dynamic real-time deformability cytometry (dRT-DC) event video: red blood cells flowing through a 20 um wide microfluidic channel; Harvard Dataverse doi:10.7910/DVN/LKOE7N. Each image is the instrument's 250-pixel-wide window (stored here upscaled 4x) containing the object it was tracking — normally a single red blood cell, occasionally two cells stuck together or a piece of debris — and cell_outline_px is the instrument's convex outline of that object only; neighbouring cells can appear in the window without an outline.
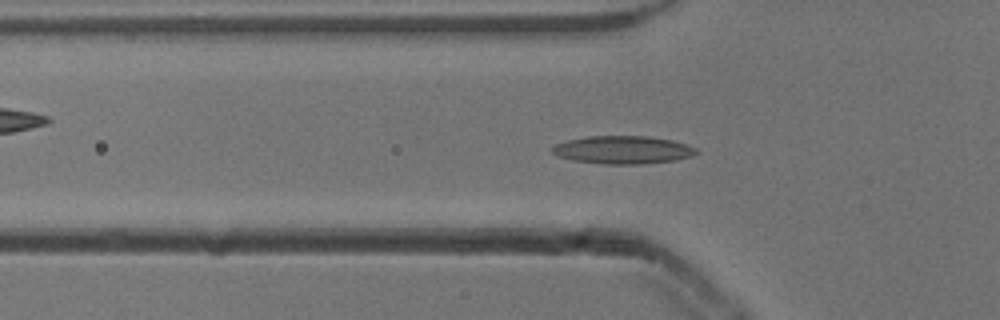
{"species": "common noctule bat (a hibernating species)", "species_latin": "Nyctalus noctula", "temperature_condition": "cold", "stored_images_in_passage": 42, "camera_frame_rate_fps": 3000, "um_per_image_px": 0.085, "animal": {"sex": "male", "body_mass_g": 13.3}, "frame": {"image": 1, "passage_image": 5, "time_ms": 1.333, "image_size_px": [1000, 320], "cell_outline_px": [[700, 152], [692, 156], [676, 160], [640, 164], [604, 164], [572, 160], [556, 156], [552, 152], [552, 148], [556, 144], [568, 140], [588, 136], [648, 136], [672, 140], [696, 148]], "centroid_in_image_um": [52.95, 12.74], "position_along_channel_um": 72.9, "area_um2": 23.47}}
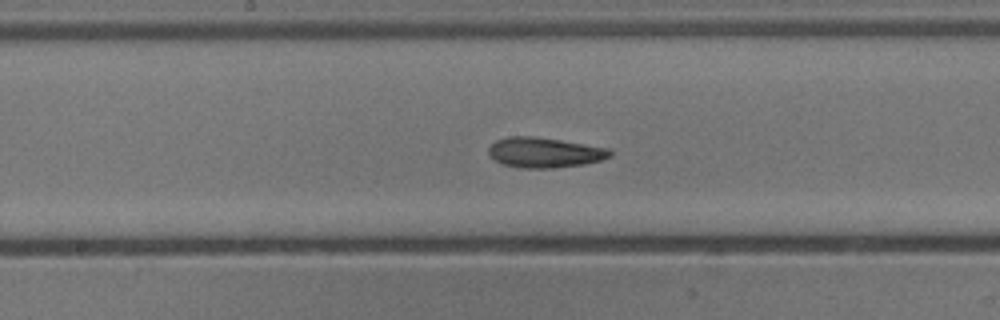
{"frame": {"image": 2, "passage_image": 15, "time_ms": 4.667, "image_size_px": [1000, 320], "cell_outline_px": [[612, 156], [600, 160], [584, 164], [552, 168], [520, 168], [504, 164], [488, 156], [488, 148], [496, 140], [508, 136], [536, 136], [612, 148]], "centroid_in_image_um": [46.3, 12.95], "position_along_channel_um": 201.9, "area_um2": 21.56}}
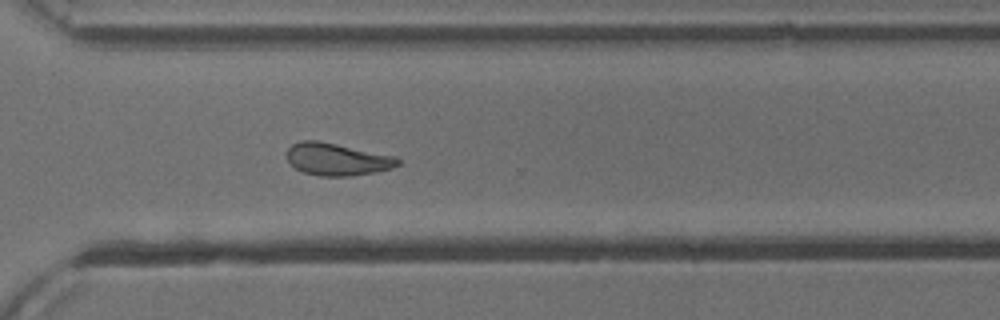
{"frame": {"image": 3, "passage_image": 26, "time_ms": 8.333, "image_size_px": [1000, 320], "cell_outline_px": [[400, 164], [392, 168], [376, 172], [352, 176], [320, 176], [304, 172], [296, 168], [288, 160], [288, 148], [292, 144], [300, 140], [316, 140], [396, 156], [400, 160]], "centroid_in_image_um": [28.68, 13.54], "position_along_channel_um": 341.9, "area_um2": 20.81}, "authors_computed_cell_mechanics": {"area_um2": 21.3571, "velocity_mm_per_s": 3.8317, "shape_relaxation_time_tau1_ms": null, "shape_relaxation_time_tau2_ms": 3.0958, "deformation_change_tau1": null, "deformation_change_tau2": 0.1048}}